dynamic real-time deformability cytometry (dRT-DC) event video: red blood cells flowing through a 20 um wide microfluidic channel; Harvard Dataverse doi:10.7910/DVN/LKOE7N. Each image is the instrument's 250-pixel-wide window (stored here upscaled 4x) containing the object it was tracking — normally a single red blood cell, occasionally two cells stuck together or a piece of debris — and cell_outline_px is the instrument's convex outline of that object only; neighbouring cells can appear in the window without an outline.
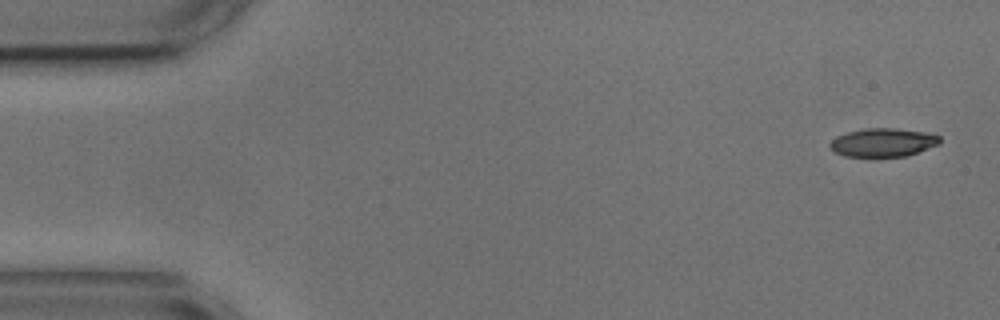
{"species": "common noctule bat (a hibernating species)", "species_latin": "Nyctalus noctula", "temperature_condition": "cold", "stored_images_in_passage": 5, "camera_frame_rate_fps": 3000, "um_per_image_px": 0.085, "animal": {"sex": "male", "body_mass_g": 17.9, "forearm_length_mm": 54.2}, "frame": {"image": 1, "passage_image": 1, "time_ms": 0.0, "image_size_px": [1000, 320], "cell_outline_px": [[940, 144], [904, 156], [844, 156], [836, 152], [828, 144], [836, 136], [848, 132], [868, 128], [896, 128], [920, 132], [940, 136]], "centroid_in_image_um": [75.03, 12.1], "position_along_channel_um": 10.0, "area_um2": 17.8}}
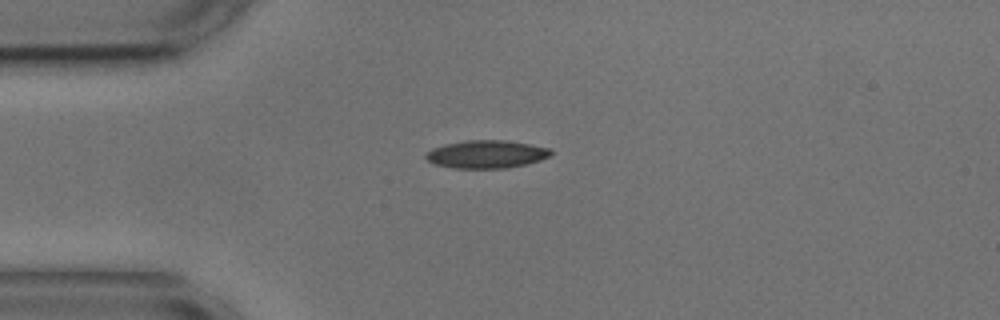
{"frame": {"image": 2, "passage_image": 4, "time_ms": 3.667, "image_size_px": [1000, 320], "cell_outline_px": [[552, 156], [528, 164], [508, 168], [452, 168], [436, 164], [428, 160], [424, 156], [432, 148], [444, 144], [468, 140], [508, 140], [552, 148]], "centroid_in_image_um": [41.4, 13.1], "position_along_channel_um": 43.6, "area_um2": 20.52}}
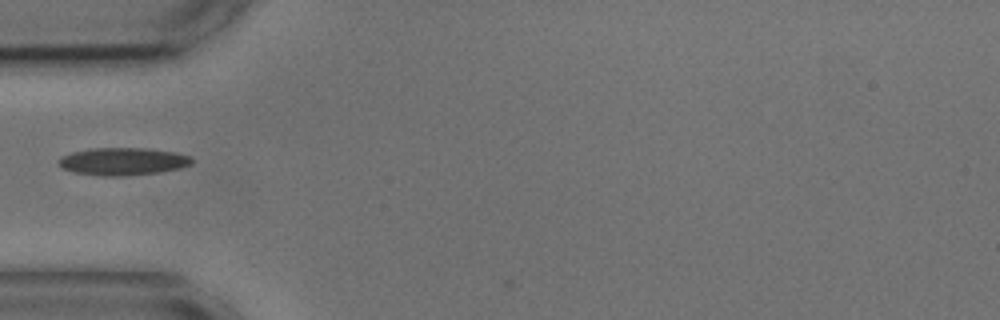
{"frame": {"image": 3, "passage_image": 5, "time_ms": 5.0, "image_size_px": [1000, 320], "cell_outline_px": [[192, 164], [180, 168], [160, 172], [124, 176], [104, 176], [72, 172], [64, 168], [56, 160], [60, 156], [72, 152], [88, 148], [144, 148], [176, 152], [188, 156], [192, 160]], "centroid_in_image_um": [10.41, 13.72], "position_along_channel_um": 74.6, "area_um2": 21.44}}